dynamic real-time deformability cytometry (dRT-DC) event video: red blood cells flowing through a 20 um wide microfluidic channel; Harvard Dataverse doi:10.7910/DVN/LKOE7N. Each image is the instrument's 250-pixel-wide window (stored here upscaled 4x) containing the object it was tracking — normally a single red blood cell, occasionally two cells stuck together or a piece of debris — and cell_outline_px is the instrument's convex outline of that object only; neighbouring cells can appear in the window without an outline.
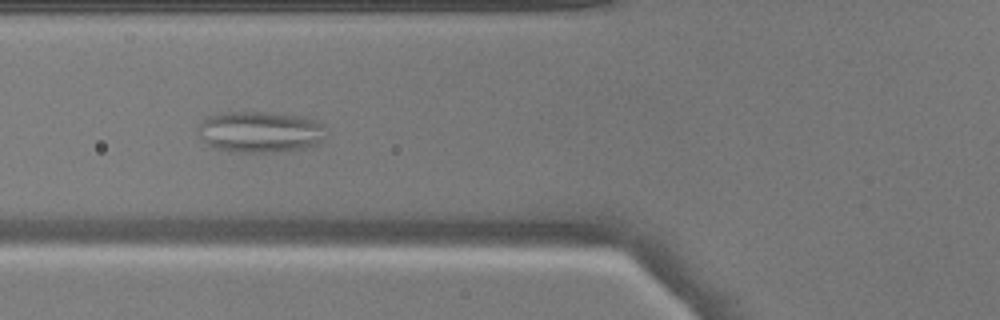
{"species": "common noctule bat (a hibernating species)", "species_latin": "Nyctalus noctula", "temperature_condition": "warm", "stored_images_in_passage": 51, "camera_frame_rate_fps": 3000, "um_per_image_px": 0.085, "animal": {"sex": "male", "body_mass_g": 17.9}, "frame": {"image": 1, "passage_image": 20, "time_ms": 6.333, "image_size_px": [1000, 320], "cell_outline_px": [[324, 124], [320, 140], [312, 148], [272, 152], [232, 152], [216, 148], [208, 144], [196, 132], [200, 124], [208, 116], [224, 112], [272, 112], [304, 116], [320, 120]], "centroid_in_image_um": [22.12, 11.2], "position_along_channel_um": 103.7, "area_um2": 30.98}}
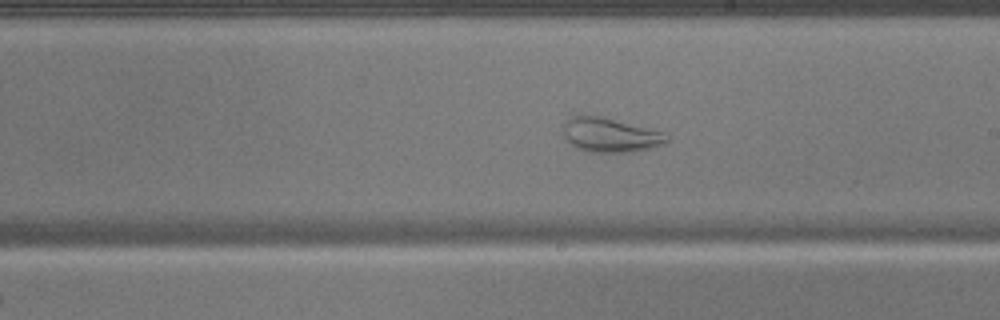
{"frame": {"image": 2, "passage_image": 30, "time_ms": 9.667, "image_size_px": [1000, 320], "cell_outline_px": [[668, 140], [664, 144], [632, 152], [592, 152], [576, 148], [564, 136], [564, 124], [576, 112], [600, 116], [660, 132], [668, 136]], "centroid_in_image_um": [51.8, 11.46], "position_along_channel_um": 237.2, "area_um2": 20.4}}
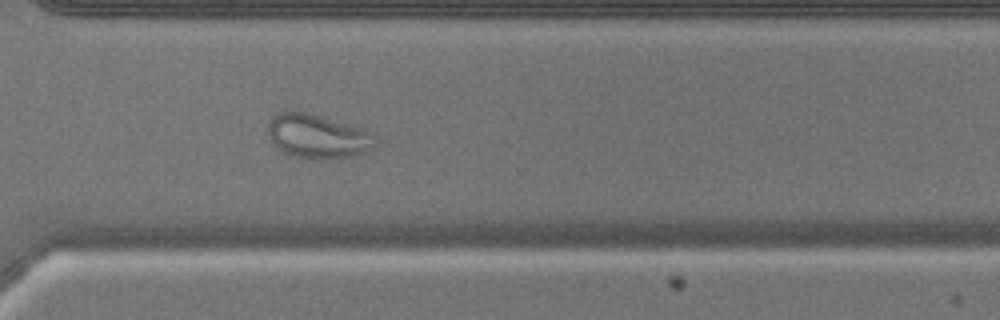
{"frame": {"image": 3, "passage_image": 38, "time_ms": 12.333, "image_size_px": [1000, 320], "cell_outline_px": [[376, 144], [372, 148], [364, 152], [352, 156], [296, 156], [284, 152], [276, 148], [272, 144], [268, 132], [268, 124], [272, 116], [276, 112], [284, 108], [288, 108], [352, 124], [376, 132]], "centroid_in_image_um": [26.98, 11.49], "position_along_channel_um": 343.6, "area_um2": 27.51}}